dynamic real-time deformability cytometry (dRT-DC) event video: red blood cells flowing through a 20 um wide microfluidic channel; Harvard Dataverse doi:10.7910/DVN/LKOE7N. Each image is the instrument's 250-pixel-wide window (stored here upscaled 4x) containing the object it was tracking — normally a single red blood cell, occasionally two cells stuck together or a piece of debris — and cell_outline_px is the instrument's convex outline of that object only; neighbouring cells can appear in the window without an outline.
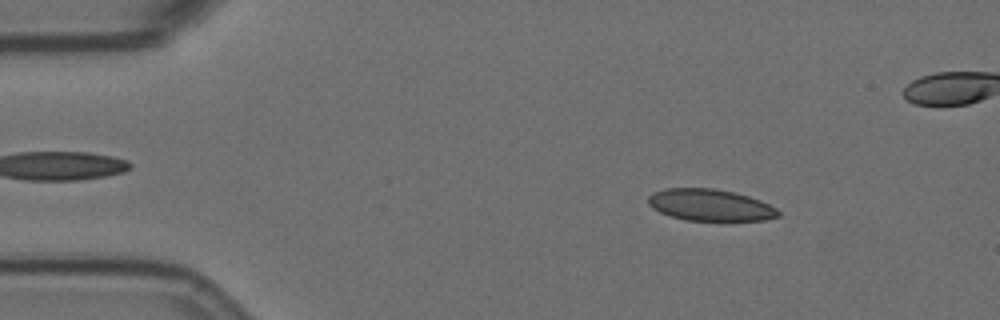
{"species": "Egyptian fruit bat (a non-hibernating species)", "species_latin": "Rousettus aegyptiacus", "temperature_condition": "room temperature", "stored_images_in_passage": 58, "camera_frame_rate_fps": 3000, "um_per_image_px": 0.085, "animal": {"sex": "female"}, "frame": {"image": 1, "passage_image": 8, "time_ms": 2.333, "image_size_px": [1000, 320], "cell_outline_px": [[780, 216], [764, 220], [684, 220], [660, 212], [652, 208], [648, 204], [648, 196], [652, 192], [664, 188], [712, 188], [732, 192], [748, 196], [760, 200], [776, 208], [780, 212]], "centroid_in_image_um": [60.33, 17.42], "position_along_channel_um": 24.7, "area_um2": 23.93}}
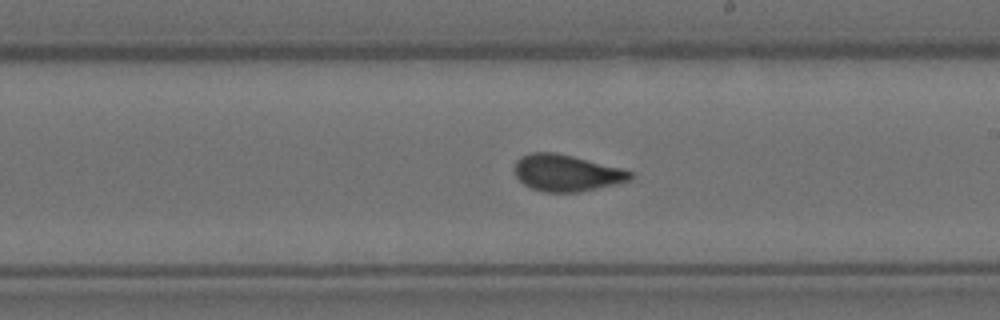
{"frame": {"image": 2, "passage_image": 32, "time_ms": 10.333, "image_size_px": [1000, 320], "cell_outline_px": [[632, 180], [580, 192], [544, 192], [532, 188], [524, 184], [516, 176], [516, 160], [520, 156], [532, 152], [556, 152], [624, 168], [632, 172]], "centroid_in_image_um": [48.18, 14.69], "position_along_channel_um": 240.8, "area_um2": 24.74}}
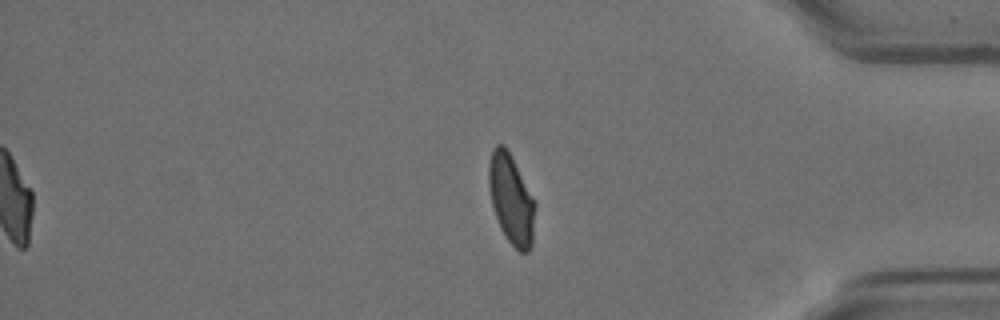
{"frame": {"image": 3, "passage_image": 47, "time_ms": 15.333, "image_size_px": [1000, 320], "cell_outline_px": [[536, 204], [532, 244], [528, 252], [520, 252], [508, 240], [500, 228], [492, 204], [488, 184], [488, 164], [492, 148], [496, 144], [504, 144], [536, 200]], "centroid_in_image_um": [43.46, 16.91], "position_along_channel_um": 391.7, "area_um2": 24.33}, "authors_computed_cell_mechanics": {"area_um2": 24.6806, "velocity_mm_per_s": 3.5456, "shape_relaxation_time_tau1_ms": null, "shape_relaxation_time_tau2_ms": 0.7262, "deformation_change_tau1": null, "deformation_change_tau2": 0.0505}}